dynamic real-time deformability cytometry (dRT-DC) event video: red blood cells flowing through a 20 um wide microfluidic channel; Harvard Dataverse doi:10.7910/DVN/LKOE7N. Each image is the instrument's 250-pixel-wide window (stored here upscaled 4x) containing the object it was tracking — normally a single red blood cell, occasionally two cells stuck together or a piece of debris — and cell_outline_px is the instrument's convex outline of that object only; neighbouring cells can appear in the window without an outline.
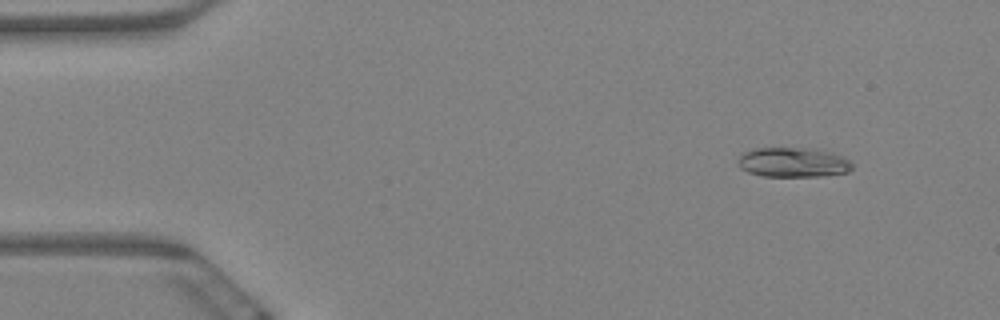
{"species": "Egyptian fruit bat (a non-hibernating species)", "species_latin": "Rousettus aegyptiacus", "temperature_condition": "warm", "stored_images_in_passage": 7, "camera_frame_rate_fps": 3000, "um_per_image_px": 0.085, "animal": {"sex": "female"}, "frame": {"image": 1, "passage_image": 2, "time_ms": 0.333, "image_size_px": [1000, 320], "cell_outline_px": [[852, 168], [848, 172], [824, 176], [760, 176], [748, 172], [740, 168], [740, 152], [756, 148], [820, 148], [844, 156], [852, 164]], "centroid_in_image_um": [67.44, 13.79], "position_along_channel_um": 17.6, "area_um2": 20.0}}
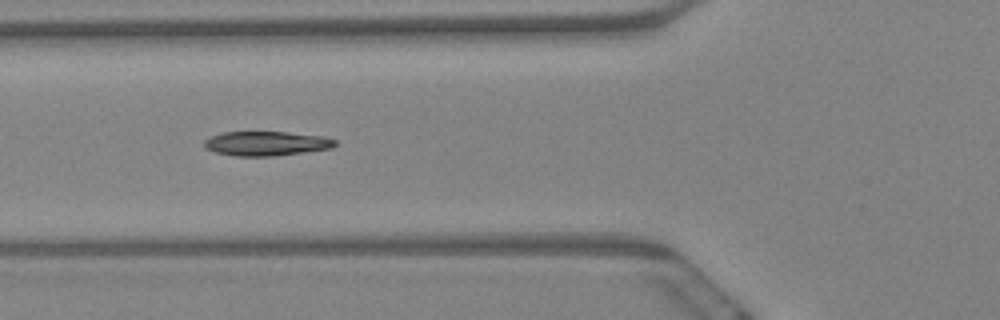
{"frame": {"image": 2, "passage_image": 6, "time_ms": 1.667, "image_size_px": [1000, 320], "cell_outline_px": [[336, 144], [332, 148], [272, 156], [236, 156], [212, 152], [204, 148], [204, 140], [208, 136], [224, 132], [288, 132], [324, 136], [336, 140]], "centroid_in_image_um": [22.58, 12.19], "position_along_channel_um": 103.2, "area_um2": 18.73}}
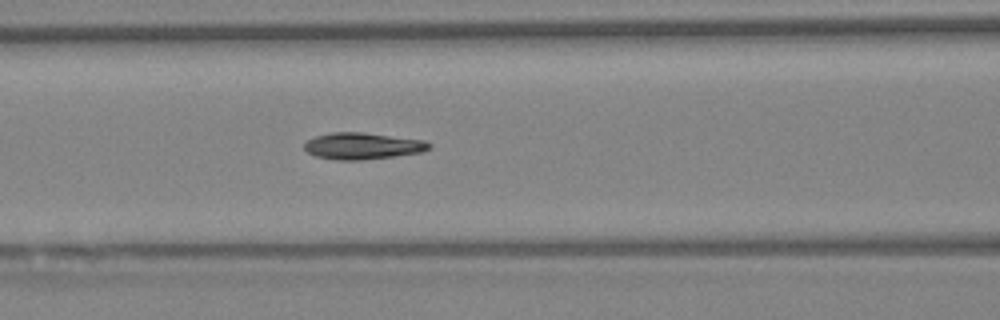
{"frame": {"image": 3, "passage_image": 7, "time_ms": 2.0, "image_size_px": [1000, 320], "cell_outline_px": [[432, 148], [420, 152], [392, 156], [360, 160], [336, 160], [316, 156], [308, 152], [304, 148], [304, 144], [308, 140], [316, 136], [332, 132], [364, 132], [424, 140], [432, 144]], "centroid_in_image_um": [30.82, 12.4], "position_along_channel_um": 135.8, "area_um2": 19.25}}